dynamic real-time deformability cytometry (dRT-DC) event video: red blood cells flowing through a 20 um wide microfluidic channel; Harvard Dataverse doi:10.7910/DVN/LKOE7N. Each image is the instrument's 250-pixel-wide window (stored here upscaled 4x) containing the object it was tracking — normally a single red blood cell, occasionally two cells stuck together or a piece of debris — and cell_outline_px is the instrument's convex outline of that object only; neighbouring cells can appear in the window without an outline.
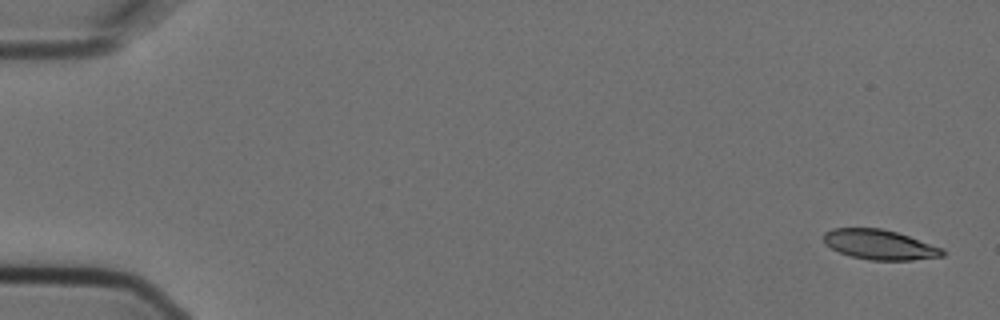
{"species": "Egyptian fruit bat (a non-hibernating species)", "species_latin": "Rousettus aegyptiacus", "temperature_condition": "cold", "stored_images_in_passage": 14, "camera_frame_rate_fps": 3000, "um_per_image_px": 0.085, "animal": {"sex": "female"}, "frame": {"image": 1, "passage_image": 1, "time_ms": 0.0, "image_size_px": [1000, 320], "cell_outline_px": [[944, 256], [912, 260], [872, 260], [852, 256], [840, 252], [824, 244], [824, 232], [832, 228], [880, 228], [896, 232], [944, 248]], "centroid_in_image_um": [74.77, 20.79], "position_along_channel_um": 10.2, "area_um2": 20.58}}
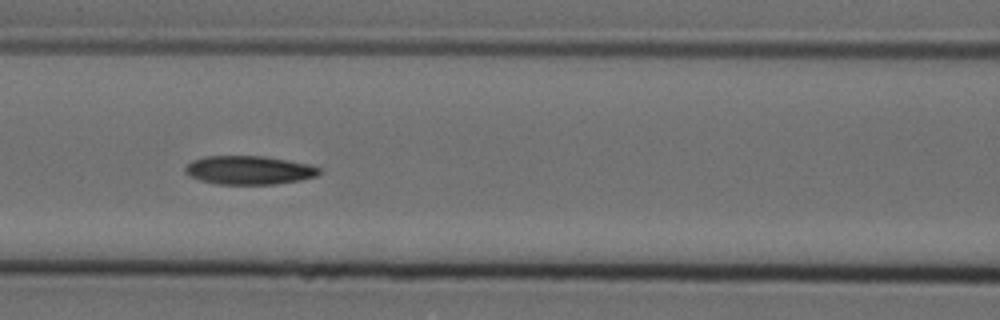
{"frame": {"image": 2, "passage_image": 7, "time_ms": 2.0, "image_size_px": [1000, 320], "cell_outline_px": [[320, 172], [316, 176], [300, 180], [276, 184], [216, 184], [200, 180], [188, 176], [184, 172], [184, 168], [192, 160], [204, 156], [264, 156], [288, 160], [308, 164], [320, 168]], "centroid_in_image_um": [21.13, 14.46], "position_along_channel_um": 145.5, "area_um2": 22.43}}
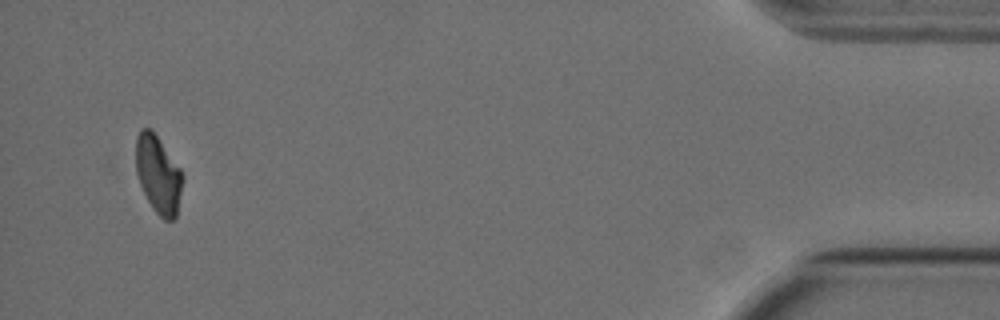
{"frame": {"image": 3, "passage_image": 14, "time_ms": 4.333, "image_size_px": [1000, 320], "cell_outline_px": [[184, 176], [176, 220], [164, 220], [152, 208], [140, 184], [136, 172], [136, 136], [140, 128], [152, 128], [180, 168]], "centroid_in_image_um": [13.46, 14.82], "position_along_channel_um": 421.7, "area_um2": 21.39}}